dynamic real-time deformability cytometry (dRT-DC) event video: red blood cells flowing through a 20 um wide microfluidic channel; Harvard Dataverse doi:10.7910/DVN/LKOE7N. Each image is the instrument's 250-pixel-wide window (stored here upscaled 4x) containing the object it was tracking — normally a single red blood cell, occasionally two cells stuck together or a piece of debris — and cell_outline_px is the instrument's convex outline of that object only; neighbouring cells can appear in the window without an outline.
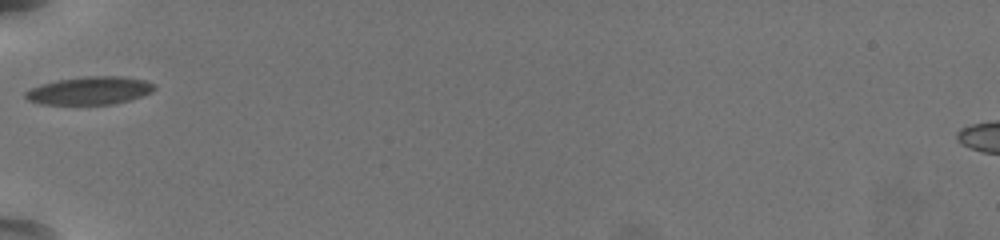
{"species": "common noctule bat (a hibernating species)", "species_latin": "Nyctalus noctula", "temperature_condition": "warm", "stored_images_in_passage": 36, "camera_frame_rate_fps": 3000, "um_per_image_px": 0.085, "animal": {"sex": "female", "body_mass_g": 19.5, "forearm_length_mm": 54.1}, "frame": {"image": 1, "passage_image": 1, "time_ms": 0.0, "image_size_px": [1000, 240], "cell_outline_px": [[156, 88], [152, 92], [128, 100], [112, 104], [40, 104], [28, 100], [24, 96], [24, 92], [32, 88], [56, 80], [88, 76], [120, 76], [144, 80], [152, 84]], "centroid_in_image_um": [7.6, 7.7], "position_along_channel_um": 77.4, "area_um2": 20.69}}
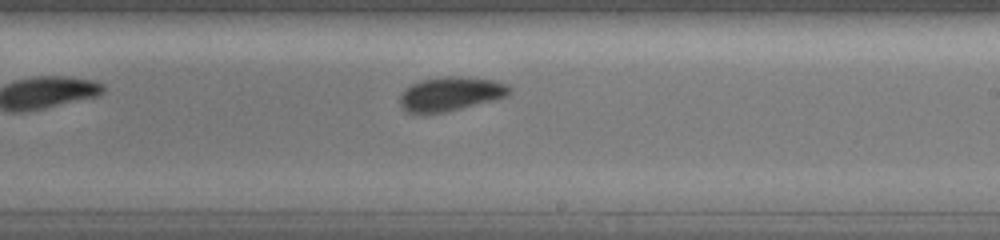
{"frame": {"image": 2, "passage_image": 15, "time_ms": 4.667, "image_size_px": [1000, 240], "cell_outline_px": [[512, 88], [504, 96], [492, 100], [444, 112], [424, 116], [420, 116], [404, 112], [400, 104], [400, 92], [404, 88], [420, 80], [444, 76], [460, 76], [492, 80], [504, 84]], "centroid_in_image_um": [38.15, 8.01], "position_along_channel_um": 250.9, "area_um2": 21.96}}
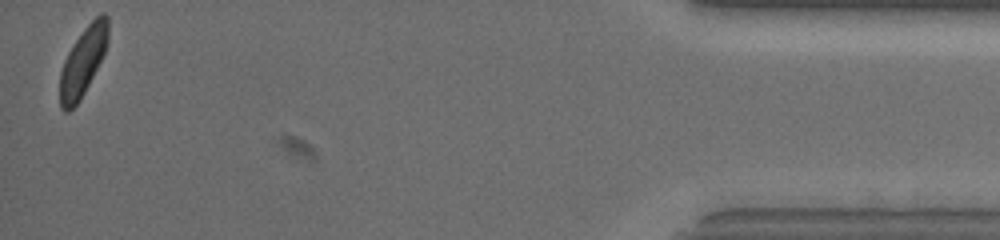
{"frame": {"image": 3, "passage_image": 35, "time_ms": 11.333, "image_size_px": [1000, 240], "cell_outline_px": [[108, 40], [104, 52], [80, 100], [68, 112], [64, 112], [60, 108], [60, 72], [64, 60], [68, 52], [84, 28], [100, 12], [104, 12], [108, 16]], "centroid_in_image_um": [7.04, 5.21], "position_along_channel_um": 428.2, "area_um2": 18.9}, "authors_computed_cell_mechanics": {"area_um2": 21.097, "velocity_mm_per_s": 3.7439, "shape_relaxation_time_tau1_ms": 2.2857, "shape_relaxation_time_tau2_ms": 3.6171, "deformation_change_tau1": 0.1102, "deformation_change_tau2": 0.0803}}